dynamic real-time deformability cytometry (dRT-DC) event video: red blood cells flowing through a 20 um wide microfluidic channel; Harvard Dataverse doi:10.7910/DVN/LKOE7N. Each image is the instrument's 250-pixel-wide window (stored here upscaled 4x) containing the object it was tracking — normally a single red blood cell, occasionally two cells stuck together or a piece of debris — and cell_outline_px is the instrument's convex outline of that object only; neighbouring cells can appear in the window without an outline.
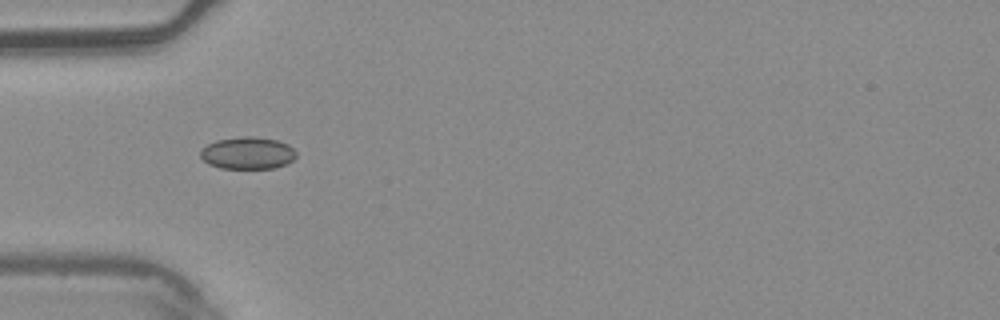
{"species": "common noctule bat (a hibernating species)", "species_latin": "Nyctalus noctula", "temperature_condition": "warm", "stored_images_in_passage": 6, "camera_frame_rate_fps": 3000, "um_per_image_px": 0.085, "animal": {"sex": "male", "body_mass_g": 20.4}, "frame": {"image": 1, "passage_image": 3, "time_ms": 0.667, "image_size_px": [1000, 320], "cell_outline_px": [[296, 156], [292, 160], [276, 168], [220, 168], [208, 164], [200, 156], [200, 148], [216, 140], [244, 136], [256, 136], [276, 140], [288, 144], [296, 152]], "centroid_in_image_um": [21.02, 13.0], "position_along_channel_um": 64.0, "area_um2": 17.98}}
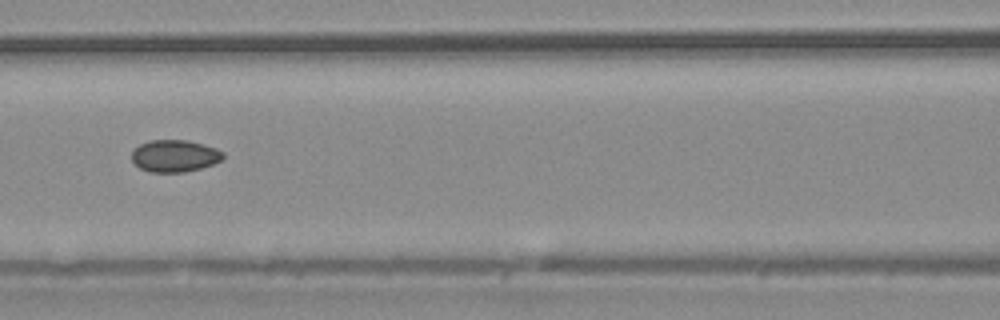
{"frame": {"image": 2, "passage_image": 5, "time_ms": 1.333, "image_size_px": [1000, 320], "cell_outline_px": [[224, 156], [220, 160], [212, 164], [200, 168], [184, 172], [148, 172], [140, 168], [132, 160], [132, 152], [140, 144], [152, 140], [188, 140], [204, 144], [216, 148], [224, 152]], "centroid_in_image_um": [14.85, 13.25], "position_along_channel_um": 151.7, "area_um2": 16.99}}
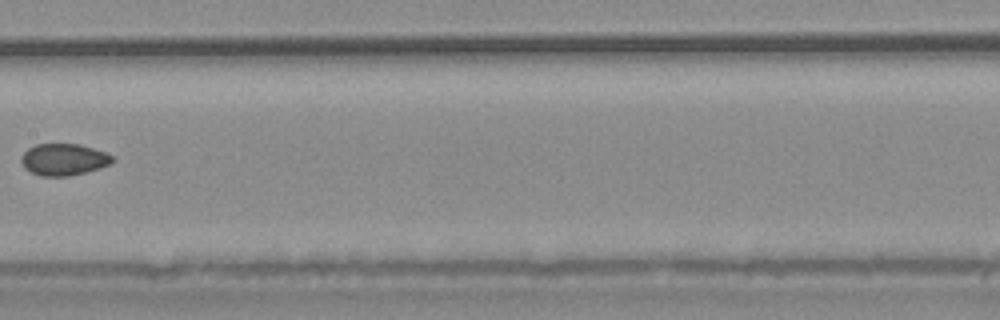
{"frame": {"image": 3, "passage_image": 6, "time_ms": 1.667, "image_size_px": [1000, 320], "cell_outline_px": [[112, 160], [108, 164], [100, 168], [68, 176], [40, 176], [24, 168], [20, 160], [20, 156], [28, 148], [36, 144], [80, 144], [108, 152], [112, 156]], "centroid_in_image_um": [5.39, 13.55], "position_along_channel_um": 202.0, "area_um2": 16.88}}